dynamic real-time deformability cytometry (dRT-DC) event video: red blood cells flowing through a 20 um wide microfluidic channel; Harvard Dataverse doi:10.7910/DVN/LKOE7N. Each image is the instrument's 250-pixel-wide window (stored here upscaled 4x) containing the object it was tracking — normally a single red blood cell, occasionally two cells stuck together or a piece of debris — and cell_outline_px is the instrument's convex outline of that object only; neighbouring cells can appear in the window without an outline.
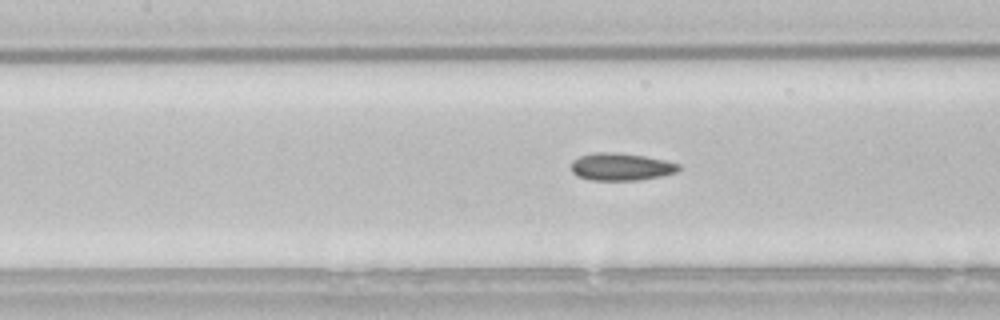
{"species": "common noctule bat (a hibernating species)", "species_latin": "Nyctalus noctula", "temperature_condition": "room temperature", "stored_images_in_passage": 30, "camera_frame_rate_fps": 3000, "um_per_image_px": 0.085, "animal": {"sex": "male", "body_mass_g": 21.5, "forearm_length_mm": 52.0}, "frame": {"image": 1, "passage_image": 8, "time_ms": 2.333, "image_size_px": [1000, 320], "cell_outline_px": [[680, 168], [676, 172], [660, 176], [636, 180], [592, 180], [576, 176], [572, 172], [572, 160], [580, 156], [592, 152], [620, 152], [644, 156], [664, 160], [680, 164]], "centroid_in_image_um": [52.76, 14.16], "position_along_channel_um": 154.6, "area_um2": 17.22}}
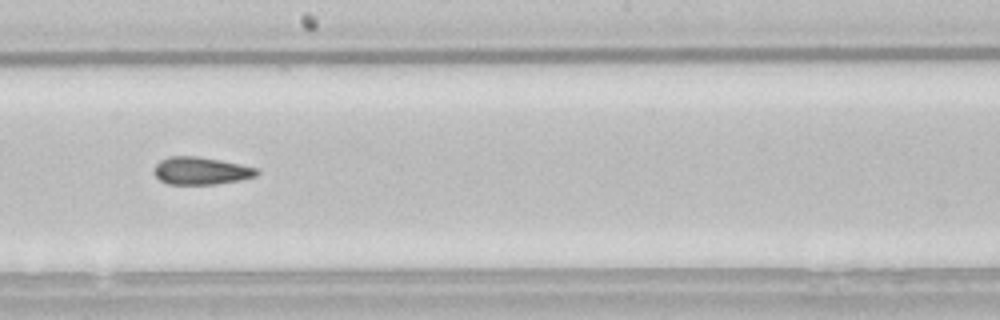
{"frame": {"image": 2, "passage_image": 14, "time_ms": 4.333, "image_size_px": [1000, 320], "cell_outline_px": [[260, 172], [256, 176], [240, 180], [216, 184], [168, 184], [160, 180], [152, 172], [156, 164], [160, 160], [168, 156], [196, 156], [220, 160], [240, 164], [256, 168]], "centroid_in_image_um": [17.06, 14.51], "position_along_channel_um": 231.1, "area_um2": 16.53}}
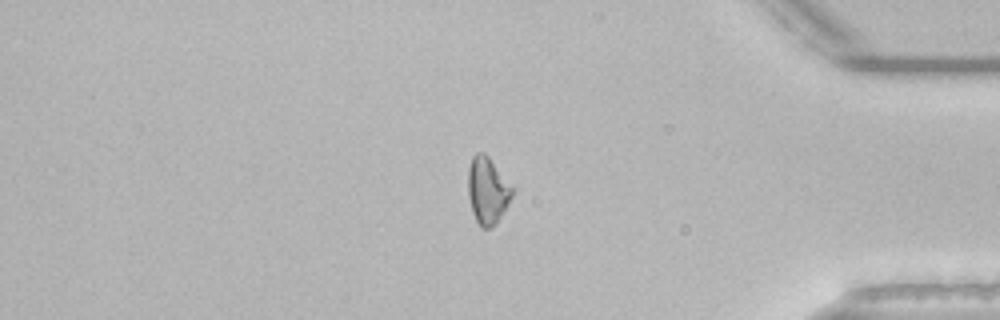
{"frame": {"image": 3, "passage_image": 29, "time_ms": 9.333, "image_size_px": [1000, 320], "cell_outline_px": [[516, 188], [508, 204], [496, 224], [488, 228], [480, 228], [472, 212], [468, 196], [468, 168], [472, 156], [476, 152], [484, 152], [488, 156]], "centroid_in_image_um": [41.45, 16.17], "position_along_channel_um": 393.7, "area_um2": 17.57}}